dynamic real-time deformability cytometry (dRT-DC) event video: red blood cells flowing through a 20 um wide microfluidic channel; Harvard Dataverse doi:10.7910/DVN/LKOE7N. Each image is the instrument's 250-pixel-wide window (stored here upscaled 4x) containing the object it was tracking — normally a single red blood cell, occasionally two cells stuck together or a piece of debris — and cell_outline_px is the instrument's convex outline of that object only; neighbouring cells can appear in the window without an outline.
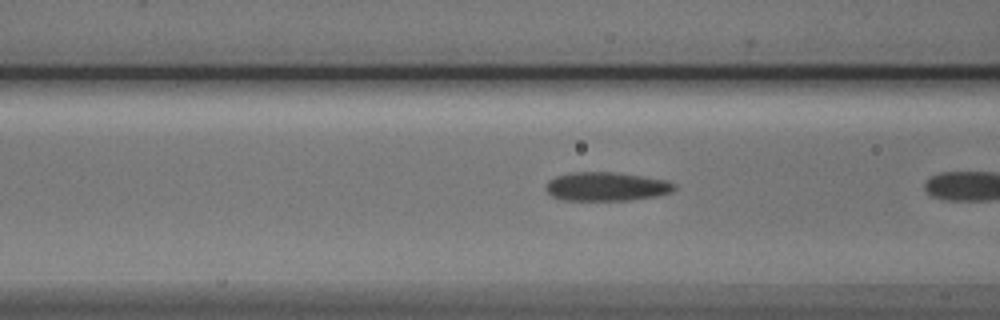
{"species": "Egyptian fruit bat (a non-hibernating species)", "species_latin": "Rousettus aegyptiacus", "temperature_condition": "cold", "stored_images_in_passage": 5, "camera_frame_rate_fps": 3000, "um_per_image_px": 0.085, "animal": {"sex": "male"}, "frame": {"image": 1, "passage_image": 4, "time_ms": 1.0, "image_size_px": [1000, 320], "cell_outline_px": [[676, 188], [672, 192], [656, 196], [628, 200], [564, 200], [552, 196], [544, 188], [548, 180], [556, 176], [572, 172], [616, 172], [664, 180], [676, 184]], "centroid_in_image_um": [51.52, 15.85], "position_along_channel_um": 115.1, "area_um2": 21.5}}